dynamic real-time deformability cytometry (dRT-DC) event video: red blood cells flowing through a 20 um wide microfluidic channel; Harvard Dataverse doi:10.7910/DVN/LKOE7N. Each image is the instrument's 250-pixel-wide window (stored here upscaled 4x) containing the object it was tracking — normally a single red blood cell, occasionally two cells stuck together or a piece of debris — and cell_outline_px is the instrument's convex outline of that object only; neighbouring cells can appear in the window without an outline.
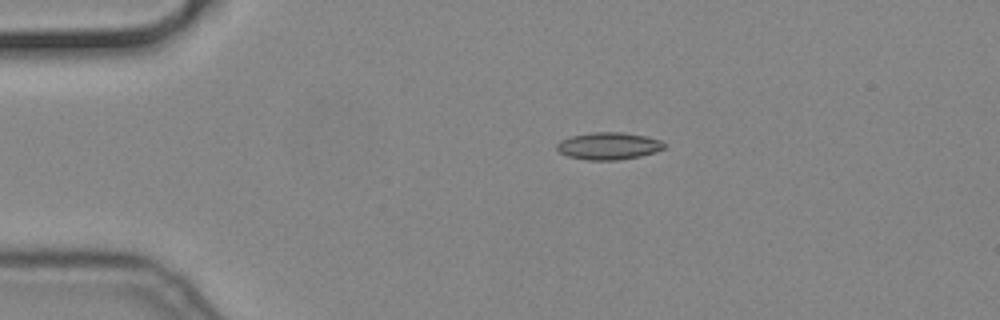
{"species": "common noctule bat (a hibernating species)", "species_latin": "Nyctalus noctula", "temperature_condition": "cold", "stored_images_in_passage": 46, "camera_frame_rate_fps": 3000, "um_per_image_px": 0.085, "animal": {"sex": "male", "body_mass_g": 19.2, "forearm_length_mm": 51.8}, "frame": {"image": 1, "passage_image": 1, "time_ms": 0.0, "image_size_px": [1000, 320], "cell_outline_px": [[664, 148], [656, 152], [640, 156], [620, 160], [588, 160], [568, 156], [560, 152], [556, 148], [556, 144], [560, 140], [572, 136], [592, 132], [620, 132], [644, 136], [660, 140], [664, 144]], "centroid_in_image_um": [51.71, 12.41], "position_along_channel_um": 33.3, "area_um2": 16.94}}
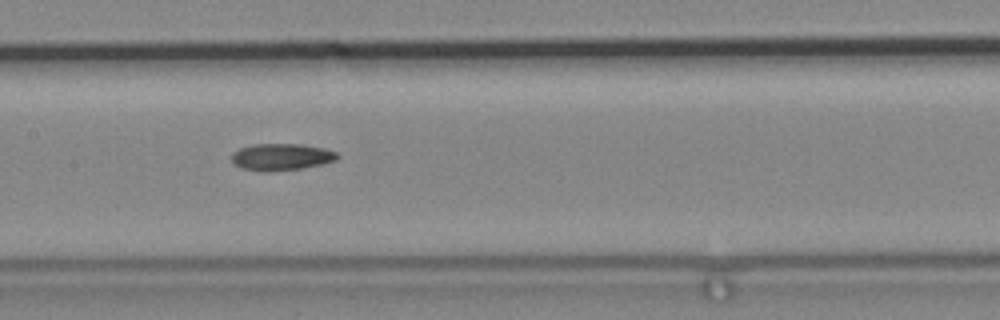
{"frame": {"image": 2, "passage_image": 17, "time_ms": 5.333, "image_size_px": [1000, 320], "cell_outline_px": [[340, 156], [336, 160], [320, 164], [300, 168], [272, 172], [264, 172], [240, 168], [232, 160], [232, 152], [240, 148], [252, 144], [300, 144], [324, 148], [336, 152]], "centroid_in_image_um": [23.89, 13.34], "position_along_channel_um": 183.5, "area_um2": 16.53}}
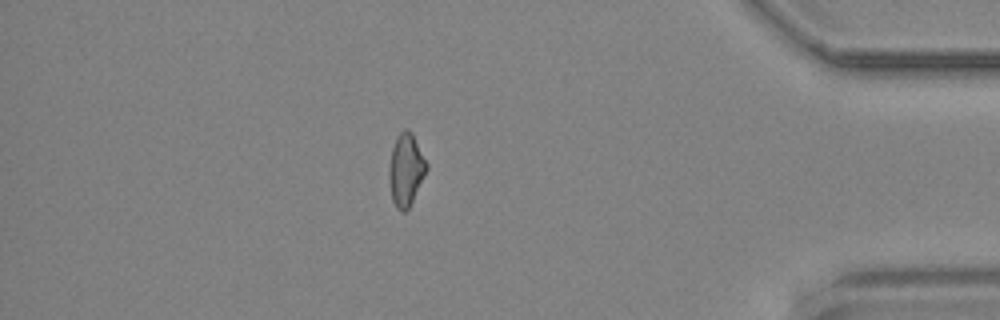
{"frame": {"image": 3, "passage_image": 38, "time_ms": 12.333, "image_size_px": [1000, 320], "cell_outline_px": [[428, 168], [408, 208], [404, 212], [400, 212], [396, 208], [392, 200], [388, 176], [388, 172], [392, 148], [400, 132], [404, 128], [408, 128], [412, 132], [428, 164]], "centroid_in_image_um": [34.49, 14.41], "position_along_channel_um": 400.7, "area_um2": 15.72}}